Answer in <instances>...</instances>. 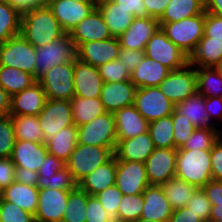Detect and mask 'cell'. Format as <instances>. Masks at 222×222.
I'll return each instance as SVG.
<instances>
[{
	"instance_id": "1",
	"label": "cell",
	"mask_w": 222,
	"mask_h": 222,
	"mask_svg": "<svg viewBox=\"0 0 222 222\" xmlns=\"http://www.w3.org/2000/svg\"><path fill=\"white\" fill-rule=\"evenodd\" d=\"M65 33L47 4L30 10L21 16L20 34L34 48L50 43Z\"/></svg>"
},
{
	"instance_id": "2",
	"label": "cell",
	"mask_w": 222,
	"mask_h": 222,
	"mask_svg": "<svg viewBox=\"0 0 222 222\" xmlns=\"http://www.w3.org/2000/svg\"><path fill=\"white\" fill-rule=\"evenodd\" d=\"M175 177L203 188L212 180L210 150L177 149Z\"/></svg>"
},
{
	"instance_id": "3",
	"label": "cell",
	"mask_w": 222,
	"mask_h": 222,
	"mask_svg": "<svg viewBox=\"0 0 222 222\" xmlns=\"http://www.w3.org/2000/svg\"><path fill=\"white\" fill-rule=\"evenodd\" d=\"M35 78L38 79L52 67L77 59V46L70 34L65 33L60 38L35 48Z\"/></svg>"
},
{
	"instance_id": "4",
	"label": "cell",
	"mask_w": 222,
	"mask_h": 222,
	"mask_svg": "<svg viewBox=\"0 0 222 222\" xmlns=\"http://www.w3.org/2000/svg\"><path fill=\"white\" fill-rule=\"evenodd\" d=\"M115 148L78 144L71 153L66 168L79 183L85 176L114 156Z\"/></svg>"
},
{
	"instance_id": "5",
	"label": "cell",
	"mask_w": 222,
	"mask_h": 222,
	"mask_svg": "<svg viewBox=\"0 0 222 222\" xmlns=\"http://www.w3.org/2000/svg\"><path fill=\"white\" fill-rule=\"evenodd\" d=\"M74 61L59 64L41 75L37 82L51 100H71L75 95Z\"/></svg>"
},
{
	"instance_id": "6",
	"label": "cell",
	"mask_w": 222,
	"mask_h": 222,
	"mask_svg": "<svg viewBox=\"0 0 222 222\" xmlns=\"http://www.w3.org/2000/svg\"><path fill=\"white\" fill-rule=\"evenodd\" d=\"M78 144L116 148L117 132L113 113L105 112L78 126Z\"/></svg>"
},
{
	"instance_id": "7",
	"label": "cell",
	"mask_w": 222,
	"mask_h": 222,
	"mask_svg": "<svg viewBox=\"0 0 222 222\" xmlns=\"http://www.w3.org/2000/svg\"><path fill=\"white\" fill-rule=\"evenodd\" d=\"M205 12L181 21L164 23L160 28L167 38L186 54L204 35Z\"/></svg>"
},
{
	"instance_id": "8",
	"label": "cell",
	"mask_w": 222,
	"mask_h": 222,
	"mask_svg": "<svg viewBox=\"0 0 222 222\" xmlns=\"http://www.w3.org/2000/svg\"><path fill=\"white\" fill-rule=\"evenodd\" d=\"M144 53L146 57L158 61L171 71L187 65V54L170 41L161 28L149 39Z\"/></svg>"
},
{
	"instance_id": "9",
	"label": "cell",
	"mask_w": 222,
	"mask_h": 222,
	"mask_svg": "<svg viewBox=\"0 0 222 222\" xmlns=\"http://www.w3.org/2000/svg\"><path fill=\"white\" fill-rule=\"evenodd\" d=\"M35 48L20 34L1 44L0 65L21 69L35 77Z\"/></svg>"
},
{
	"instance_id": "10",
	"label": "cell",
	"mask_w": 222,
	"mask_h": 222,
	"mask_svg": "<svg viewBox=\"0 0 222 222\" xmlns=\"http://www.w3.org/2000/svg\"><path fill=\"white\" fill-rule=\"evenodd\" d=\"M133 105L148 122L170 116L175 109L158 86L137 88Z\"/></svg>"
},
{
	"instance_id": "11",
	"label": "cell",
	"mask_w": 222,
	"mask_h": 222,
	"mask_svg": "<svg viewBox=\"0 0 222 222\" xmlns=\"http://www.w3.org/2000/svg\"><path fill=\"white\" fill-rule=\"evenodd\" d=\"M38 119L47 141L61 129L74 125L71 101L47 99Z\"/></svg>"
},
{
	"instance_id": "12",
	"label": "cell",
	"mask_w": 222,
	"mask_h": 222,
	"mask_svg": "<svg viewBox=\"0 0 222 222\" xmlns=\"http://www.w3.org/2000/svg\"><path fill=\"white\" fill-rule=\"evenodd\" d=\"M158 87L173 104L182 102L197 91L196 68L186 65L172 70Z\"/></svg>"
},
{
	"instance_id": "13",
	"label": "cell",
	"mask_w": 222,
	"mask_h": 222,
	"mask_svg": "<svg viewBox=\"0 0 222 222\" xmlns=\"http://www.w3.org/2000/svg\"><path fill=\"white\" fill-rule=\"evenodd\" d=\"M177 149L155 148L145 161V169L150 185L161 186L175 177Z\"/></svg>"
},
{
	"instance_id": "14",
	"label": "cell",
	"mask_w": 222,
	"mask_h": 222,
	"mask_svg": "<svg viewBox=\"0 0 222 222\" xmlns=\"http://www.w3.org/2000/svg\"><path fill=\"white\" fill-rule=\"evenodd\" d=\"M116 187L123 195L141 194L150 185L145 163L117 160Z\"/></svg>"
},
{
	"instance_id": "15",
	"label": "cell",
	"mask_w": 222,
	"mask_h": 222,
	"mask_svg": "<svg viewBox=\"0 0 222 222\" xmlns=\"http://www.w3.org/2000/svg\"><path fill=\"white\" fill-rule=\"evenodd\" d=\"M71 190L39 188L36 222H61Z\"/></svg>"
},
{
	"instance_id": "16",
	"label": "cell",
	"mask_w": 222,
	"mask_h": 222,
	"mask_svg": "<svg viewBox=\"0 0 222 222\" xmlns=\"http://www.w3.org/2000/svg\"><path fill=\"white\" fill-rule=\"evenodd\" d=\"M47 6L60 23L62 29L69 33L97 7V3H81L75 0H50Z\"/></svg>"
},
{
	"instance_id": "17",
	"label": "cell",
	"mask_w": 222,
	"mask_h": 222,
	"mask_svg": "<svg viewBox=\"0 0 222 222\" xmlns=\"http://www.w3.org/2000/svg\"><path fill=\"white\" fill-rule=\"evenodd\" d=\"M120 48L119 39L116 37L83 43L77 48V59L94 67H99L118 59Z\"/></svg>"
},
{
	"instance_id": "18",
	"label": "cell",
	"mask_w": 222,
	"mask_h": 222,
	"mask_svg": "<svg viewBox=\"0 0 222 222\" xmlns=\"http://www.w3.org/2000/svg\"><path fill=\"white\" fill-rule=\"evenodd\" d=\"M69 34L77 48L83 43L112 38L104 17L97 7L78 23Z\"/></svg>"
},
{
	"instance_id": "19",
	"label": "cell",
	"mask_w": 222,
	"mask_h": 222,
	"mask_svg": "<svg viewBox=\"0 0 222 222\" xmlns=\"http://www.w3.org/2000/svg\"><path fill=\"white\" fill-rule=\"evenodd\" d=\"M158 28L160 26L156 18L134 17L129 28L118 37L121 48L144 51Z\"/></svg>"
},
{
	"instance_id": "20",
	"label": "cell",
	"mask_w": 222,
	"mask_h": 222,
	"mask_svg": "<svg viewBox=\"0 0 222 222\" xmlns=\"http://www.w3.org/2000/svg\"><path fill=\"white\" fill-rule=\"evenodd\" d=\"M75 95L85 98H100L103 79L98 67L84 63L79 59L74 61Z\"/></svg>"
},
{
	"instance_id": "21",
	"label": "cell",
	"mask_w": 222,
	"mask_h": 222,
	"mask_svg": "<svg viewBox=\"0 0 222 222\" xmlns=\"http://www.w3.org/2000/svg\"><path fill=\"white\" fill-rule=\"evenodd\" d=\"M137 87L131 80L120 82H104L100 99L106 112L114 113L123 107L134 104Z\"/></svg>"
},
{
	"instance_id": "22",
	"label": "cell",
	"mask_w": 222,
	"mask_h": 222,
	"mask_svg": "<svg viewBox=\"0 0 222 222\" xmlns=\"http://www.w3.org/2000/svg\"><path fill=\"white\" fill-rule=\"evenodd\" d=\"M47 98L41 85L36 82L10 97L9 115L38 116Z\"/></svg>"
},
{
	"instance_id": "23",
	"label": "cell",
	"mask_w": 222,
	"mask_h": 222,
	"mask_svg": "<svg viewBox=\"0 0 222 222\" xmlns=\"http://www.w3.org/2000/svg\"><path fill=\"white\" fill-rule=\"evenodd\" d=\"M155 147L149 131L130 139H117L114 151L116 160L143 162L148 159Z\"/></svg>"
},
{
	"instance_id": "24",
	"label": "cell",
	"mask_w": 222,
	"mask_h": 222,
	"mask_svg": "<svg viewBox=\"0 0 222 222\" xmlns=\"http://www.w3.org/2000/svg\"><path fill=\"white\" fill-rule=\"evenodd\" d=\"M143 195V210L140 218L158 222H168L173 209L161 186L149 185Z\"/></svg>"
},
{
	"instance_id": "25",
	"label": "cell",
	"mask_w": 222,
	"mask_h": 222,
	"mask_svg": "<svg viewBox=\"0 0 222 222\" xmlns=\"http://www.w3.org/2000/svg\"><path fill=\"white\" fill-rule=\"evenodd\" d=\"M47 155L46 143L15 140L10 158L16 167H24L38 172Z\"/></svg>"
},
{
	"instance_id": "26",
	"label": "cell",
	"mask_w": 222,
	"mask_h": 222,
	"mask_svg": "<svg viewBox=\"0 0 222 222\" xmlns=\"http://www.w3.org/2000/svg\"><path fill=\"white\" fill-rule=\"evenodd\" d=\"M117 139H130L143 134L149 129V122L145 120L134 105L123 107L113 113Z\"/></svg>"
},
{
	"instance_id": "27",
	"label": "cell",
	"mask_w": 222,
	"mask_h": 222,
	"mask_svg": "<svg viewBox=\"0 0 222 222\" xmlns=\"http://www.w3.org/2000/svg\"><path fill=\"white\" fill-rule=\"evenodd\" d=\"M117 173V160L113 156L105 164L96 168L92 173L85 176L78 186L88 193L90 196H95L108 187L115 185Z\"/></svg>"
},
{
	"instance_id": "28",
	"label": "cell",
	"mask_w": 222,
	"mask_h": 222,
	"mask_svg": "<svg viewBox=\"0 0 222 222\" xmlns=\"http://www.w3.org/2000/svg\"><path fill=\"white\" fill-rule=\"evenodd\" d=\"M170 71L169 68L158 61L144 56L138 66L131 72L130 80L137 88L159 86Z\"/></svg>"
},
{
	"instance_id": "29",
	"label": "cell",
	"mask_w": 222,
	"mask_h": 222,
	"mask_svg": "<svg viewBox=\"0 0 222 222\" xmlns=\"http://www.w3.org/2000/svg\"><path fill=\"white\" fill-rule=\"evenodd\" d=\"M97 8L102 13L112 37L118 38L133 22L134 16L112 0L97 2Z\"/></svg>"
},
{
	"instance_id": "30",
	"label": "cell",
	"mask_w": 222,
	"mask_h": 222,
	"mask_svg": "<svg viewBox=\"0 0 222 222\" xmlns=\"http://www.w3.org/2000/svg\"><path fill=\"white\" fill-rule=\"evenodd\" d=\"M174 110L196 128L215 127L212 122L210 123L205 107V97L197 91L184 101L175 104Z\"/></svg>"
},
{
	"instance_id": "31",
	"label": "cell",
	"mask_w": 222,
	"mask_h": 222,
	"mask_svg": "<svg viewBox=\"0 0 222 222\" xmlns=\"http://www.w3.org/2000/svg\"><path fill=\"white\" fill-rule=\"evenodd\" d=\"M221 59L222 46L217 42H207V36L204 34L199 43L194 45L187 54V65L195 68H215Z\"/></svg>"
},
{
	"instance_id": "32",
	"label": "cell",
	"mask_w": 222,
	"mask_h": 222,
	"mask_svg": "<svg viewBox=\"0 0 222 222\" xmlns=\"http://www.w3.org/2000/svg\"><path fill=\"white\" fill-rule=\"evenodd\" d=\"M38 193L37 186H28L14 181L9 187L3 189L2 199L35 215L38 209Z\"/></svg>"
},
{
	"instance_id": "33",
	"label": "cell",
	"mask_w": 222,
	"mask_h": 222,
	"mask_svg": "<svg viewBox=\"0 0 222 222\" xmlns=\"http://www.w3.org/2000/svg\"><path fill=\"white\" fill-rule=\"evenodd\" d=\"M78 145V127L70 125L61 129L52 138L46 141L48 154L67 162L71 153Z\"/></svg>"
},
{
	"instance_id": "34",
	"label": "cell",
	"mask_w": 222,
	"mask_h": 222,
	"mask_svg": "<svg viewBox=\"0 0 222 222\" xmlns=\"http://www.w3.org/2000/svg\"><path fill=\"white\" fill-rule=\"evenodd\" d=\"M205 12V0H171L164 10L162 16L158 19L159 26L164 23L181 21L188 17Z\"/></svg>"
},
{
	"instance_id": "35",
	"label": "cell",
	"mask_w": 222,
	"mask_h": 222,
	"mask_svg": "<svg viewBox=\"0 0 222 222\" xmlns=\"http://www.w3.org/2000/svg\"><path fill=\"white\" fill-rule=\"evenodd\" d=\"M74 125L81 126L89 123L97 116L106 112L100 98H85L74 96L71 100Z\"/></svg>"
},
{
	"instance_id": "36",
	"label": "cell",
	"mask_w": 222,
	"mask_h": 222,
	"mask_svg": "<svg viewBox=\"0 0 222 222\" xmlns=\"http://www.w3.org/2000/svg\"><path fill=\"white\" fill-rule=\"evenodd\" d=\"M37 79L21 69L0 65V86L11 97L31 87Z\"/></svg>"
},
{
	"instance_id": "37",
	"label": "cell",
	"mask_w": 222,
	"mask_h": 222,
	"mask_svg": "<svg viewBox=\"0 0 222 222\" xmlns=\"http://www.w3.org/2000/svg\"><path fill=\"white\" fill-rule=\"evenodd\" d=\"M16 140L46 143L38 116L11 115Z\"/></svg>"
},
{
	"instance_id": "38",
	"label": "cell",
	"mask_w": 222,
	"mask_h": 222,
	"mask_svg": "<svg viewBox=\"0 0 222 222\" xmlns=\"http://www.w3.org/2000/svg\"><path fill=\"white\" fill-rule=\"evenodd\" d=\"M161 187L173 210L187 206L188 201L198 189L177 177L166 181Z\"/></svg>"
},
{
	"instance_id": "39",
	"label": "cell",
	"mask_w": 222,
	"mask_h": 222,
	"mask_svg": "<svg viewBox=\"0 0 222 222\" xmlns=\"http://www.w3.org/2000/svg\"><path fill=\"white\" fill-rule=\"evenodd\" d=\"M197 92L208 97H222V75L214 67L196 68Z\"/></svg>"
},
{
	"instance_id": "40",
	"label": "cell",
	"mask_w": 222,
	"mask_h": 222,
	"mask_svg": "<svg viewBox=\"0 0 222 222\" xmlns=\"http://www.w3.org/2000/svg\"><path fill=\"white\" fill-rule=\"evenodd\" d=\"M21 16L7 0H0V44L20 35Z\"/></svg>"
},
{
	"instance_id": "41",
	"label": "cell",
	"mask_w": 222,
	"mask_h": 222,
	"mask_svg": "<svg viewBox=\"0 0 222 222\" xmlns=\"http://www.w3.org/2000/svg\"><path fill=\"white\" fill-rule=\"evenodd\" d=\"M90 195L79 186L69 192L61 222H86V207Z\"/></svg>"
},
{
	"instance_id": "42",
	"label": "cell",
	"mask_w": 222,
	"mask_h": 222,
	"mask_svg": "<svg viewBox=\"0 0 222 222\" xmlns=\"http://www.w3.org/2000/svg\"><path fill=\"white\" fill-rule=\"evenodd\" d=\"M148 131L155 148H174L172 115L149 122Z\"/></svg>"
},
{
	"instance_id": "43",
	"label": "cell",
	"mask_w": 222,
	"mask_h": 222,
	"mask_svg": "<svg viewBox=\"0 0 222 222\" xmlns=\"http://www.w3.org/2000/svg\"><path fill=\"white\" fill-rule=\"evenodd\" d=\"M221 135L222 131H219L216 127L196 128V130L186 140L185 144L179 149L211 150Z\"/></svg>"
},
{
	"instance_id": "44",
	"label": "cell",
	"mask_w": 222,
	"mask_h": 222,
	"mask_svg": "<svg viewBox=\"0 0 222 222\" xmlns=\"http://www.w3.org/2000/svg\"><path fill=\"white\" fill-rule=\"evenodd\" d=\"M143 195H123L117 211V222L137 221L143 210Z\"/></svg>"
},
{
	"instance_id": "45",
	"label": "cell",
	"mask_w": 222,
	"mask_h": 222,
	"mask_svg": "<svg viewBox=\"0 0 222 222\" xmlns=\"http://www.w3.org/2000/svg\"><path fill=\"white\" fill-rule=\"evenodd\" d=\"M38 188H50L59 190H73L78 187V182L73 174L67 169L49 175H39Z\"/></svg>"
},
{
	"instance_id": "46",
	"label": "cell",
	"mask_w": 222,
	"mask_h": 222,
	"mask_svg": "<svg viewBox=\"0 0 222 222\" xmlns=\"http://www.w3.org/2000/svg\"><path fill=\"white\" fill-rule=\"evenodd\" d=\"M98 70L104 82L128 81L131 78L130 70L120 59L100 65Z\"/></svg>"
},
{
	"instance_id": "47",
	"label": "cell",
	"mask_w": 222,
	"mask_h": 222,
	"mask_svg": "<svg viewBox=\"0 0 222 222\" xmlns=\"http://www.w3.org/2000/svg\"><path fill=\"white\" fill-rule=\"evenodd\" d=\"M15 140L11 115L0 117V158L11 157Z\"/></svg>"
},
{
	"instance_id": "48",
	"label": "cell",
	"mask_w": 222,
	"mask_h": 222,
	"mask_svg": "<svg viewBox=\"0 0 222 222\" xmlns=\"http://www.w3.org/2000/svg\"><path fill=\"white\" fill-rule=\"evenodd\" d=\"M0 222H36L33 214L12 202L0 200Z\"/></svg>"
},
{
	"instance_id": "49",
	"label": "cell",
	"mask_w": 222,
	"mask_h": 222,
	"mask_svg": "<svg viewBox=\"0 0 222 222\" xmlns=\"http://www.w3.org/2000/svg\"><path fill=\"white\" fill-rule=\"evenodd\" d=\"M172 122L174 127V149H179L185 144L186 140L196 130V127L175 110L172 113Z\"/></svg>"
},
{
	"instance_id": "50",
	"label": "cell",
	"mask_w": 222,
	"mask_h": 222,
	"mask_svg": "<svg viewBox=\"0 0 222 222\" xmlns=\"http://www.w3.org/2000/svg\"><path fill=\"white\" fill-rule=\"evenodd\" d=\"M105 211L117 222V211L123 194L113 185L95 195Z\"/></svg>"
},
{
	"instance_id": "51",
	"label": "cell",
	"mask_w": 222,
	"mask_h": 222,
	"mask_svg": "<svg viewBox=\"0 0 222 222\" xmlns=\"http://www.w3.org/2000/svg\"><path fill=\"white\" fill-rule=\"evenodd\" d=\"M187 207L203 222H209L211 216V203L202 188H198L188 201Z\"/></svg>"
},
{
	"instance_id": "52",
	"label": "cell",
	"mask_w": 222,
	"mask_h": 222,
	"mask_svg": "<svg viewBox=\"0 0 222 222\" xmlns=\"http://www.w3.org/2000/svg\"><path fill=\"white\" fill-rule=\"evenodd\" d=\"M86 222H115V220L105 211L96 196H90L86 207Z\"/></svg>"
},
{
	"instance_id": "53",
	"label": "cell",
	"mask_w": 222,
	"mask_h": 222,
	"mask_svg": "<svg viewBox=\"0 0 222 222\" xmlns=\"http://www.w3.org/2000/svg\"><path fill=\"white\" fill-rule=\"evenodd\" d=\"M204 34L207 42H217L222 46V17L205 13Z\"/></svg>"
},
{
	"instance_id": "54",
	"label": "cell",
	"mask_w": 222,
	"mask_h": 222,
	"mask_svg": "<svg viewBox=\"0 0 222 222\" xmlns=\"http://www.w3.org/2000/svg\"><path fill=\"white\" fill-rule=\"evenodd\" d=\"M212 180L222 181V136L210 150Z\"/></svg>"
},
{
	"instance_id": "55",
	"label": "cell",
	"mask_w": 222,
	"mask_h": 222,
	"mask_svg": "<svg viewBox=\"0 0 222 222\" xmlns=\"http://www.w3.org/2000/svg\"><path fill=\"white\" fill-rule=\"evenodd\" d=\"M16 166L10 157L0 158V186L5 189L15 181Z\"/></svg>"
},
{
	"instance_id": "56",
	"label": "cell",
	"mask_w": 222,
	"mask_h": 222,
	"mask_svg": "<svg viewBox=\"0 0 222 222\" xmlns=\"http://www.w3.org/2000/svg\"><path fill=\"white\" fill-rule=\"evenodd\" d=\"M145 56L144 51L120 48L118 59L122 60L125 67L132 72Z\"/></svg>"
},
{
	"instance_id": "57",
	"label": "cell",
	"mask_w": 222,
	"mask_h": 222,
	"mask_svg": "<svg viewBox=\"0 0 222 222\" xmlns=\"http://www.w3.org/2000/svg\"><path fill=\"white\" fill-rule=\"evenodd\" d=\"M119 7L128 10L134 17H149L143 0H112Z\"/></svg>"
},
{
	"instance_id": "58",
	"label": "cell",
	"mask_w": 222,
	"mask_h": 222,
	"mask_svg": "<svg viewBox=\"0 0 222 222\" xmlns=\"http://www.w3.org/2000/svg\"><path fill=\"white\" fill-rule=\"evenodd\" d=\"M66 168V162L56 156L48 154L41 164L38 175L55 174Z\"/></svg>"
},
{
	"instance_id": "59",
	"label": "cell",
	"mask_w": 222,
	"mask_h": 222,
	"mask_svg": "<svg viewBox=\"0 0 222 222\" xmlns=\"http://www.w3.org/2000/svg\"><path fill=\"white\" fill-rule=\"evenodd\" d=\"M211 206L222 203V181L210 180L203 188Z\"/></svg>"
},
{
	"instance_id": "60",
	"label": "cell",
	"mask_w": 222,
	"mask_h": 222,
	"mask_svg": "<svg viewBox=\"0 0 222 222\" xmlns=\"http://www.w3.org/2000/svg\"><path fill=\"white\" fill-rule=\"evenodd\" d=\"M39 175L38 172L24 167H16L15 181L28 186H37Z\"/></svg>"
},
{
	"instance_id": "61",
	"label": "cell",
	"mask_w": 222,
	"mask_h": 222,
	"mask_svg": "<svg viewBox=\"0 0 222 222\" xmlns=\"http://www.w3.org/2000/svg\"><path fill=\"white\" fill-rule=\"evenodd\" d=\"M168 222H203L194 212L190 211V209L185 206L183 208H179L173 210L172 216L168 220Z\"/></svg>"
},
{
	"instance_id": "62",
	"label": "cell",
	"mask_w": 222,
	"mask_h": 222,
	"mask_svg": "<svg viewBox=\"0 0 222 222\" xmlns=\"http://www.w3.org/2000/svg\"><path fill=\"white\" fill-rule=\"evenodd\" d=\"M147 13L152 18L159 19L171 0H143Z\"/></svg>"
},
{
	"instance_id": "63",
	"label": "cell",
	"mask_w": 222,
	"mask_h": 222,
	"mask_svg": "<svg viewBox=\"0 0 222 222\" xmlns=\"http://www.w3.org/2000/svg\"><path fill=\"white\" fill-rule=\"evenodd\" d=\"M8 3L21 15L37 7L43 6L41 0H7Z\"/></svg>"
},
{
	"instance_id": "64",
	"label": "cell",
	"mask_w": 222,
	"mask_h": 222,
	"mask_svg": "<svg viewBox=\"0 0 222 222\" xmlns=\"http://www.w3.org/2000/svg\"><path fill=\"white\" fill-rule=\"evenodd\" d=\"M205 107L209 119L219 118L222 119V97H208L205 98Z\"/></svg>"
},
{
	"instance_id": "65",
	"label": "cell",
	"mask_w": 222,
	"mask_h": 222,
	"mask_svg": "<svg viewBox=\"0 0 222 222\" xmlns=\"http://www.w3.org/2000/svg\"><path fill=\"white\" fill-rule=\"evenodd\" d=\"M205 13L222 17V0H205Z\"/></svg>"
},
{
	"instance_id": "66",
	"label": "cell",
	"mask_w": 222,
	"mask_h": 222,
	"mask_svg": "<svg viewBox=\"0 0 222 222\" xmlns=\"http://www.w3.org/2000/svg\"><path fill=\"white\" fill-rule=\"evenodd\" d=\"M10 96L0 86V117L9 115Z\"/></svg>"
},
{
	"instance_id": "67",
	"label": "cell",
	"mask_w": 222,
	"mask_h": 222,
	"mask_svg": "<svg viewBox=\"0 0 222 222\" xmlns=\"http://www.w3.org/2000/svg\"><path fill=\"white\" fill-rule=\"evenodd\" d=\"M209 222H222V203L212 206Z\"/></svg>"
},
{
	"instance_id": "68",
	"label": "cell",
	"mask_w": 222,
	"mask_h": 222,
	"mask_svg": "<svg viewBox=\"0 0 222 222\" xmlns=\"http://www.w3.org/2000/svg\"><path fill=\"white\" fill-rule=\"evenodd\" d=\"M76 2H81V3H97L96 0H75Z\"/></svg>"
},
{
	"instance_id": "69",
	"label": "cell",
	"mask_w": 222,
	"mask_h": 222,
	"mask_svg": "<svg viewBox=\"0 0 222 222\" xmlns=\"http://www.w3.org/2000/svg\"><path fill=\"white\" fill-rule=\"evenodd\" d=\"M219 73L222 75V59L220 60L219 64L215 67Z\"/></svg>"
},
{
	"instance_id": "70",
	"label": "cell",
	"mask_w": 222,
	"mask_h": 222,
	"mask_svg": "<svg viewBox=\"0 0 222 222\" xmlns=\"http://www.w3.org/2000/svg\"><path fill=\"white\" fill-rule=\"evenodd\" d=\"M134 222H158V221L147 220V219H144V218H139L137 221H134Z\"/></svg>"
},
{
	"instance_id": "71",
	"label": "cell",
	"mask_w": 222,
	"mask_h": 222,
	"mask_svg": "<svg viewBox=\"0 0 222 222\" xmlns=\"http://www.w3.org/2000/svg\"><path fill=\"white\" fill-rule=\"evenodd\" d=\"M3 196V188L0 186V200L2 199Z\"/></svg>"
},
{
	"instance_id": "72",
	"label": "cell",
	"mask_w": 222,
	"mask_h": 222,
	"mask_svg": "<svg viewBox=\"0 0 222 222\" xmlns=\"http://www.w3.org/2000/svg\"><path fill=\"white\" fill-rule=\"evenodd\" d=\"M44 4H47L50 0H41Z\"/></svg>"
}]
</instances>
